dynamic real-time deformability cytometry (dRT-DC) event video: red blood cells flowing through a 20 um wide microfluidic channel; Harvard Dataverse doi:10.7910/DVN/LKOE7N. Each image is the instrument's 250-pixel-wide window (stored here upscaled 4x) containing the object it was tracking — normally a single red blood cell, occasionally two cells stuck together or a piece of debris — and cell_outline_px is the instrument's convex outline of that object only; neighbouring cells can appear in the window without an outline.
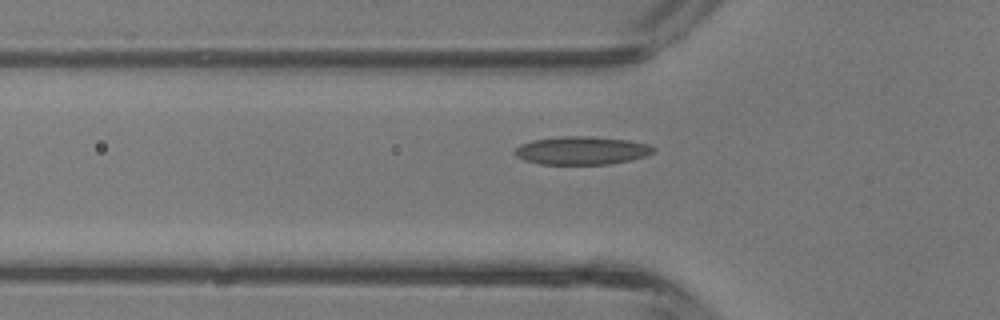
{"species": "common noctule bat (a hibernating species)", "species_latin": "Nyctalus noctula", "temperature_condition": "room temperature", "stored_images_in_passage": 32, "camera_frame_rate_fps": 3000, "um_per_image_px": 0.085, "animal": {"sex": "male", "body_mass_g": 13.3}, "frame": {"image": 1, "passage_image": 7, "time_ms": 2.0, "image_size_px": [1000, 320], "cell_outline_px": [[656, 148], [652, 152], [644, 156], [628, 160], [608, 164], [540, 164], [524, 160], [516, 156], [512, 152], [520, 144], [532, 140], [560, 136], [592, 136], [628, 140], [648, 144]], "centroid_in_image_um": [49.39, 12.78], "position_along_channel_um": 76.4, "area_um2": 22.72}}
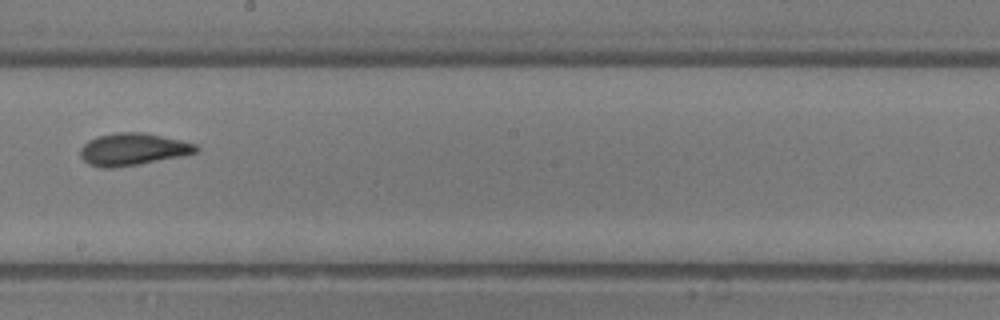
{"frame": {"image": 2, "passage_image": 17, "time_ms": 5.333, "image_size_px": [1000, 320], "cell_outline_px": [[200, 148], [196, 152], [180, 156], [140, 164], [112, 168], [100, 168], [88, 164], [80, 156], [80, 148], [88, 140], [96, 136], [116, 132], [144, 132], [180, 140], [196, 144]], "centroid_in_image_um": [11.25, 12.69], "position_along_channel_um": 236.9, "area_um2": 21.79}}
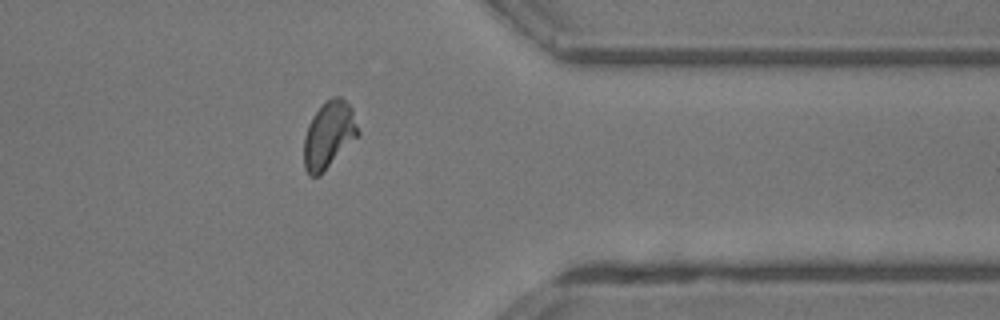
{"frame": {"image": 3, "passage_image": 27, "time_ms": 8.667, "image_size_px": [1000, 320], "cell_outline_px": [[360, 136], [320, 176], [308, 176], [304, 168], [304, 136], [308, 124], [312, 116], [332, 96], [340, 96], [352, 108], [360, 132]], "centroid_in_image_um": [27.97, 11.51], "position_along_channel_um": 383.4, "area_um2": 21.44}, "authors_computed_cell_mechanics": {"area_um2": 21.2415, "velocity_mm_per_s": 4.7864, "shape_relaxation_time_tau1_ms": 6.5237, "shape_relaxation_time_tau2_ms": 0.9071, "deformation_change_tau1": 0.1954, "deformation_change_tau2": 0.0748}}